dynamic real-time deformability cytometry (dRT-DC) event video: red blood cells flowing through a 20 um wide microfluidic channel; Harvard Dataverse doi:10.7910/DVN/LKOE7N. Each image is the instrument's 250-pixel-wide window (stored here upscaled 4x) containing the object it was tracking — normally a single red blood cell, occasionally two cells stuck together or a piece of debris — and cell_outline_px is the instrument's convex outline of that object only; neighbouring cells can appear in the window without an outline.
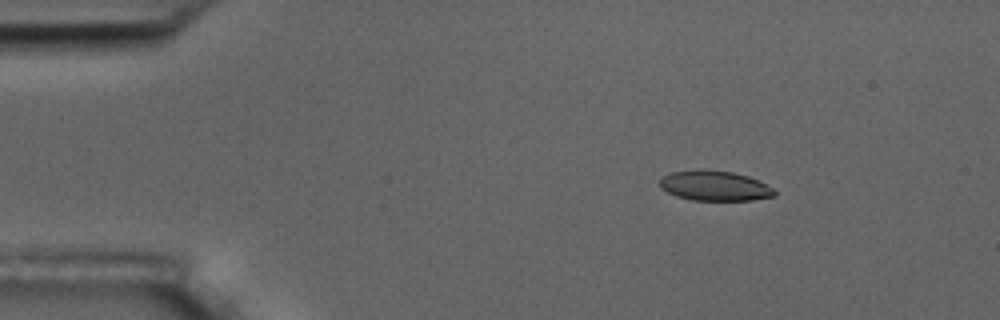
{"species": "common noctule bat (a hibernating species)", "species_latin": "Nyctalus noctula", "temperature_condition": "room temperature", "stored_images_in_passage": 5, "camera_frame_rate_fps": 3000, "um_per_image_px": 0.085, "animal": {"sex": "male", "body_mass_g": 17.5, "forearm_length_mm": 52.3}, "frame": {"image": 1, "passage_image": 3, "time_ms": 2.333, "image_size_px": [1000, 320], "cell_outline_px": [[776, 196], [752, 200], [692, 200], [676, 196], [660, 188], [660, 180], [664, 176], [672, 172], [696, 168], [704, 168], [732, 172], [748, 176], [772, 188], [776, 192]], "centroid_in_image_um": [60.72, 15.78], "position_along_channel_um": 24.3, "area_um2": 20.17}}